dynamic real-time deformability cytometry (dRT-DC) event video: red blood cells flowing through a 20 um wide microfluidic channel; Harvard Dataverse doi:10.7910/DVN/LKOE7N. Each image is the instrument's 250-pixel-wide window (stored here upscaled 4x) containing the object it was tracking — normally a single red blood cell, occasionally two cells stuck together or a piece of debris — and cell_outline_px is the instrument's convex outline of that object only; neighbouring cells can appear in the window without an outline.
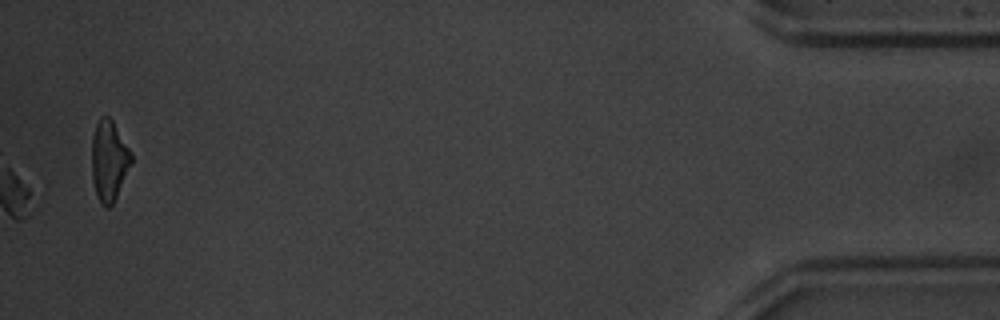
{"species": "common noctule bat (a hibernating species)", "species_latin": "Nyctalus noctula", "temperature_condition": "warm", "stored_images_in_passage": 53, "camera_frame_rate_fps": 3000, "um_per_image_px": 0.085, "animal": {"sex": "male", "body_mass_g": 20.1, "forearm_length_mm": 53.5}, "frame": {"image": 1, "passage_image": 53, "time_ms": 17.333, "image_size_px": [1000, 320], "cell_outline_px": [[132, 164], [112, 204], [108, 208], [104, 208], [96, 192], [92, 180], [92, 136], [96, 124], [100, 116], [108, 116], [112, 120], [132, 152]], "centroid_in_image_um": [9.27, 13.63], "position_along_channel_um": 425.9, "area_um2": 18.5}}